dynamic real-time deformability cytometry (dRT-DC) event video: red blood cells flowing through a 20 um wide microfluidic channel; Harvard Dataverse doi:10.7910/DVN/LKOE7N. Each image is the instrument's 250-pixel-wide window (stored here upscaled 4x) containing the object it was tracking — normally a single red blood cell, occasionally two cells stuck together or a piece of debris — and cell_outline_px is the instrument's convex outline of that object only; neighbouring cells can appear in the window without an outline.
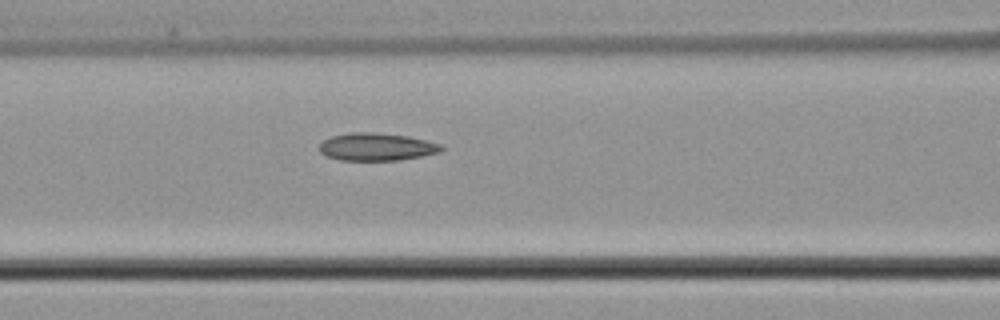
{"species": "common noctule bat (a hibernating species)", "species_latin": "Nyctalus noctula", "temperature_condition": "cold", "stored_images_in_passage": 6, "camera_frame_rate_fps": 3000, "um_per_image_px": 0.085, "animal": {"sex": "male", "body_mass_g": 21.5, "forearm_length_mm": 52.0}, "frame": {"image": 1, "passage_image": 6, "time_ms": 7.0, "image_size_px": [1000, 320], "cell_outline_px": [[444, 148], [440, 152], [400, 160], [340, 160], [324, 156], [320, 152], [320, 144], [324, 140], [332, 136], [352, 132], [372, 132], [408, 136], [440, 144]], "centroid_in_image_um": [31.98, 12.48], "position_along_channel_um": 134.6, "area_um2": 19.54}}